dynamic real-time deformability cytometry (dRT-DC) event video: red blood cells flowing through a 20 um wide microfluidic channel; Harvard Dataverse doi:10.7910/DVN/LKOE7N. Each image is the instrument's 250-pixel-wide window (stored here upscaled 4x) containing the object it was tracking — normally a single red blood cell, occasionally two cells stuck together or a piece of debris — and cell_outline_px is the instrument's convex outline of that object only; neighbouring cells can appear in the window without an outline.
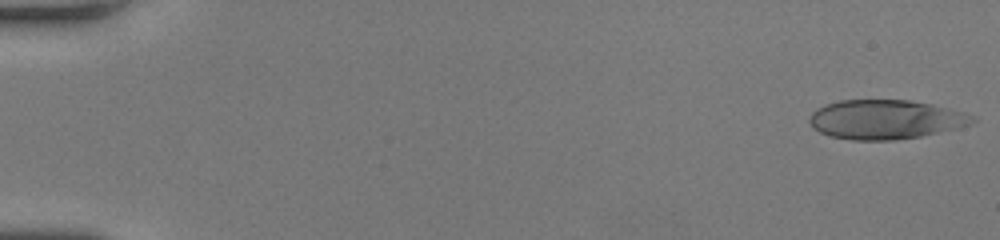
{"species": "human", "species_latin": "Homo sapiens", "temperature_condition": "room temperature", "stored_images_in_passage": 48, "camera_frame_rate_fps": 3000, "um_per_image_px": 0.085, "donor": {"sex": "female"}, "frame": {"image": 1, "passage_image": 1, "time_ms": 0.0, "image_size_px": [1000, 240], "cell_outline_px": [[976, 120], [968, 124], [956, 128], [920, 136], [896, 140], [852, 140], [828, 136], [812, 128], [808, 120], [808, 116], [816, 108], [824, 104], [840, 100], [912, 100], [932, 104], [976, 116]], "centroid_in_image_um": [75.19, 10.15], "position_along_channel_um": 9.8, "area_um2": 37.4}}
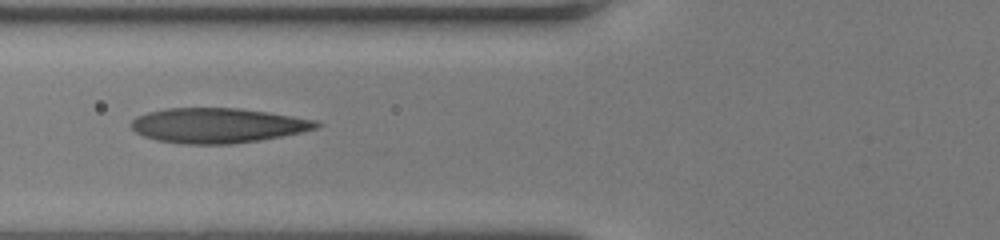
{"frame": {"image": 2, "passage_image": 20, "time_ms": 6.333, "image_size_px": [1000, 240], "cell_outline_px": [[324, 124], [316, 128], [300, 132], [260, 140], [232, 144], [180, 144], [156, 140], [144, 136], [136, 132], [132, 128], [132, 120], [136, 116], [148, 112], [168, 108], [240, 108], [268, 112], [316, 120]], "centroid_in_image_um": [18.49, 10.66], "position_along_channel_um": 107.3, "area_um2": 37.63}}
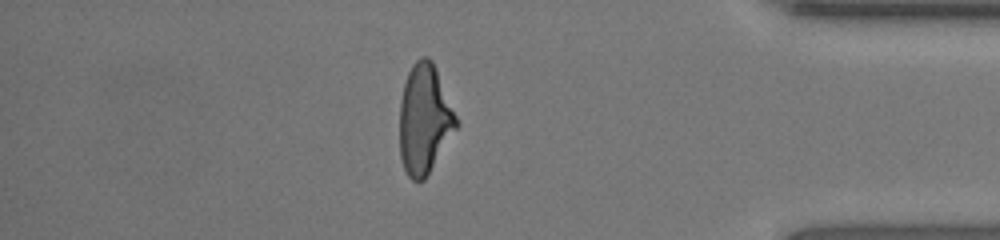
{"frame": {"image": 3, "passage_image": 42, "time_ms": 13.667, "image_size_px": [1000, 240], "cell_outline_px": [[460, 124], [424, 180], [412, 180], [408, 176], [404, 168], [400, 156], [400, 100], [404, 84], [408, 72], [412, 64], [420, 56], [428, 56], [432, 60], [436, 68], [460, 120]], "centroid_in_image_um": [36.1, 10.1], "position_along_channel_um": 399.1, "area_um2": 36.53}, "authors_computed_cell_mechanics": {"area_um2": 37.3388, "velocity_mm_per_s": 4.3644, "shape_relaxation_time_tau1_ms": 7.9142, "shape_relaxation_time_tau2_ms": 1.3428, "deformation_change_tau1": 0.2664, "deformation_change_tau2": 0.1016}}